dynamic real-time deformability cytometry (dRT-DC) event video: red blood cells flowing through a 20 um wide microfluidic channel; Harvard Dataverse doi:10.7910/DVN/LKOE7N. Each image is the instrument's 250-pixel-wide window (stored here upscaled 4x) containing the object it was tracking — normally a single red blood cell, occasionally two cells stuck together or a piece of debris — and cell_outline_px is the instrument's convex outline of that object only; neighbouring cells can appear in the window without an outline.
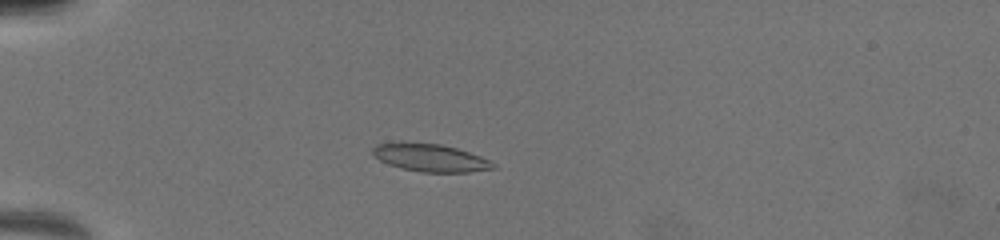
{"species": "common noctule bat (a hibernating species)", "species_latin": "Nyctalus noctula", "temperature_condition": "warm", "stored_images_in_passage": 37, "camera_frame_rate_fps": 3000, "um_per_image_px": 0.085, "animal": {"sex": "female", "body_mass_g": 19.5, "forearm_length_mm": 54.1}, "frame": {"image": 1, "passage_image": 13, "time_ms": 4.333, "image_size_px": [1000, 240], "cell_outline_px": [[496, 168], [468, 172], [420, 172], [400, 168], [388, 164], [380, 160], [372, 152], [372, 148], [376, 144], [440, 144], [456, 148], [480, 156], [496, 164]], "centroid_in_image_um": [36.62, 13.44], "position_along_channel_um": 48.4, "area_um2": 18.84}}
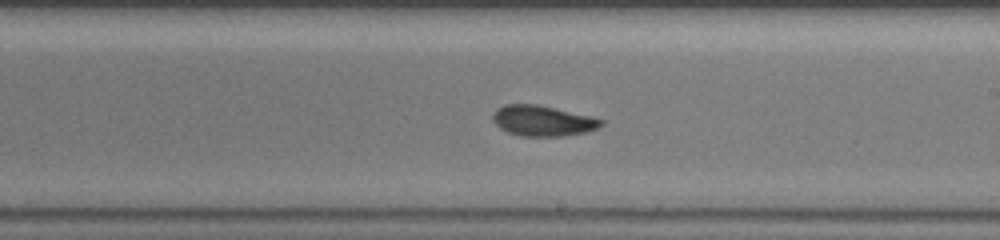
{"frame": {"image": 2, "passage_image": 22, "time_ms": 10.0, "image_size_px": [1000, 240], "cell_outline_px": [[604, 124], [596, 128], [584, 132], [564, 136], [520, 136], [508, 132], [500, 128], [492, 120], [492, 116], [496, 108], [504, 104], [536, 104], [588, 116], [604, 120]], "centroid_in_image_um": [46.07, 10.27], "position_along_channel_um": 242.9, "area_um2": 19.07}}
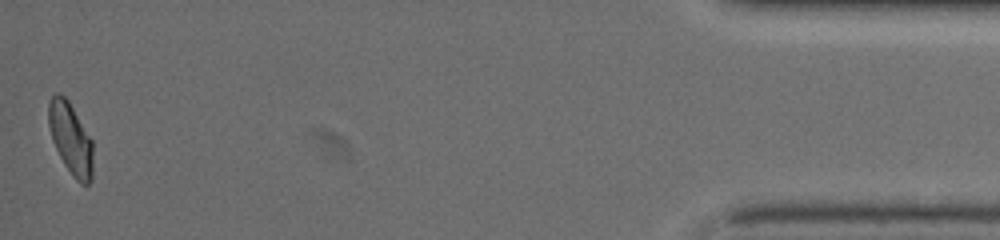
{"frame": {"image": 3, "passage_image": 36, "time_ms": 16.667, "image_size_px": [1000, 240], "cell_outline_px": [[92, 180], [88, 184], [80, 184], [72, 176], [64, 164], [52, 140], [48, 124], [48, 104], [52, 96], [56, 92], [64, 96], [68, 100], [92, 140]], "centroid_in_image_um": [6.0, 11.79], "position_along_channel_um": 429.2, "area_um2": 18.44}, "authors_computed_cell_mechanics": {"area_um2": 19.0162, "velocity_mm_per_s": 3.9931, "shape_relaxation_time_tau1_ms": 4.8624, "shape_relaxation_time_tau2_ms": 1.9739, "deformation_change_tau1": 0.177, "deformation_change_tau2": 0.075}}